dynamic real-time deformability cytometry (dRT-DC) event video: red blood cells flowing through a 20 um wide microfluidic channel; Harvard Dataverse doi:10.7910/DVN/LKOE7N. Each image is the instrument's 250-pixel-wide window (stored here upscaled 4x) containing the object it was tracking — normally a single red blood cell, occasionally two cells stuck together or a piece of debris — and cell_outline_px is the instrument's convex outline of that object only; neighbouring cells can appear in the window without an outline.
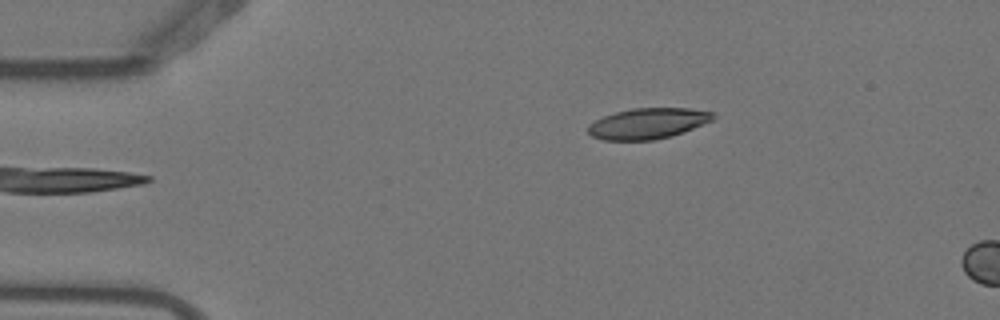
{"species": "Egyptian fruit bat (a non-hibernating species)", "species_latin": "Rousettus aegyptiacus", "temperature_condition": "warm", "stored_images_in_passage": 3, "camera_frame_rate_fps": 3000, "um_per_image_px": 0.085, "animal": {"sex": "female"}, "frame": {"image": 1, "passage_image": 3, "time_ms": 0.667, "image_size_px": [1000, 320], "cell_outline_px": [[716, 116], [712, 120], [684, 132], [672, 136], [656, 140], [604, 140], [592, 136], [588, 132], [588, 124], [604, 116], [616, 112], [632, 108], [688, 108], [712, 112]], "centroid_in_image_um": [55.07, 10.5], "position_along_channel_um": 29.9, "area_um2": 22.37}}